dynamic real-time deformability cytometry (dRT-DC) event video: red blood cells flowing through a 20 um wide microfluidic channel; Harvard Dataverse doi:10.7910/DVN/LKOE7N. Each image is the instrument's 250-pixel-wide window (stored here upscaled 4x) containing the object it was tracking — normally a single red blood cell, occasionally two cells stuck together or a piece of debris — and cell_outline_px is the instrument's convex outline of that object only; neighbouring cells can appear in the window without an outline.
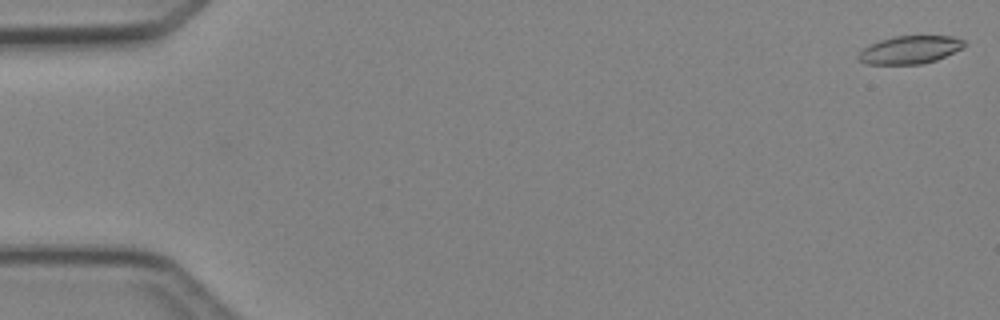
{"species": "Egyptian fruit bat (a non-hibernating species)", "species_latin": "Rousettus aegyptiacus", "temperature_condition": "cold", "stored_images_in_passage": 48, "camera_frame_rate_fps": 3000, "um_per_image_px": 0.085, "animal": {"sex": "female"}, "frame": {"image": 1, "passage_image": 1, "time_ms": 0.0, "image_size_px": [1000, 320], "cell_outline_px": [[968, 44], [964, 48], [936, 60], [924, 64], [864, 64], [856, 56], [868, 44], [880, 40], [896, 36], [952, 36], [964, 40]], "centroid_in_image_um": [77.37, 4.23], "position_along_channel_um": 7.6, "area_um2": 17.4}}
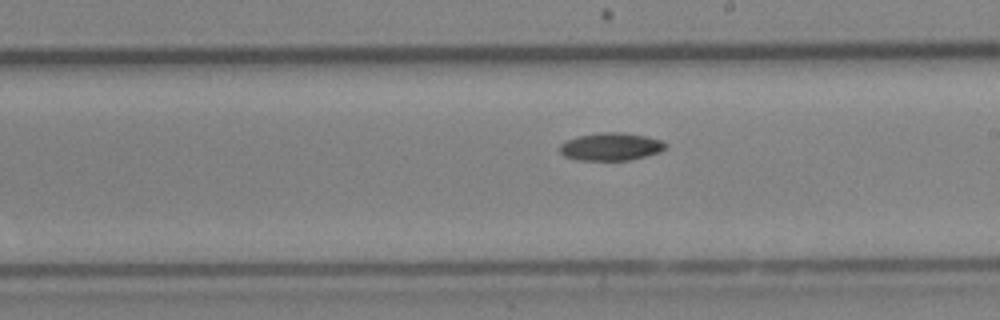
{"frame": {"image": 2, "passage_image": 28, "time_ms": 9.0, "image_size_px": [1000, 320], "cell_outline_px": [[668, 144], [660, 152], [628, 160], [576, 160], [564, 156], [560, 152], [560, 144], [568, 140], [580, 136], [600, 132], [624, 132], [644, 136], [660, 140]], "centroid_in_image_um": [51.91, 12.46], "position_along_channel_um": 237.1, "area_um2": 16.94}}
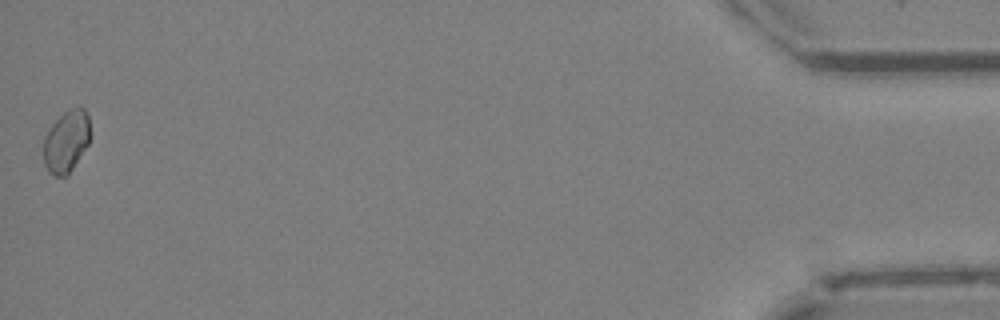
{"frame": {"image": 3, "passage_image": 48, "time_ms": 15.667, "image_size_px": [1000, 320], "cell_outline_px": [[92, 136], [88, 144], [68, 176], [56, 176], [48, 172], [44, 164], [44, 136], [52, 124], [64, 112], [72, 108], [84, 108], [88, 116]], "centroid_in_image_um": [5.66, 12.03], "position_along_channel_um": 429.5, "area_um2": 16.99}}